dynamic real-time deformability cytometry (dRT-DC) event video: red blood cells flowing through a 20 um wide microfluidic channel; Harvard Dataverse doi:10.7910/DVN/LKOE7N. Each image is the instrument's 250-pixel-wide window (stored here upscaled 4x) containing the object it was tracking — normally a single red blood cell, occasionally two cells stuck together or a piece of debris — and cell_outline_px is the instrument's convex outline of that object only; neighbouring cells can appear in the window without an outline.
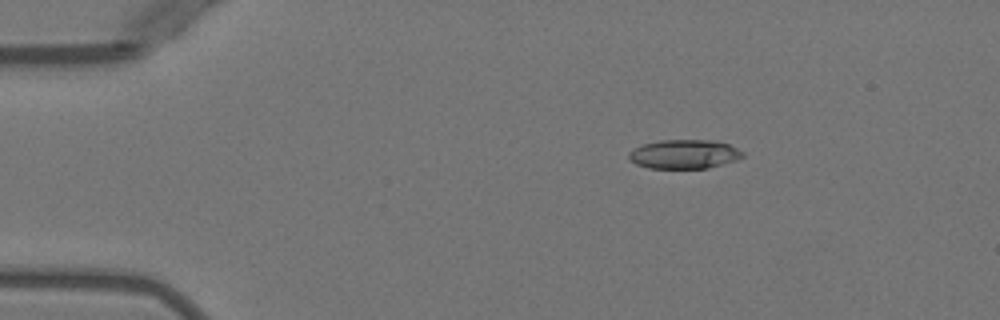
{"species": "Egyptian fruit bat (a non-hibernating species)", "species_latin": "Rousettus aegyptiacus", "temperature_condition": "warm", "stored_images_in_passage": 3, "camera_frame_rate_fps": 3000, "um_per_image_px": 0.085, "animal": {"sex": "female"}, "frame": {"image": 1, "passage_image": 1, "time_ms": 0.0, "image_size_px": [1000, 320], "cell_outline_px": [[744, 156], [736, 160], [708, 168], [648, 168], [636, 164], [628, 156], [628, 152], [632, 148], [644, 144], [660, 140], [712, 140], [728, 144], [744, 152]], "centroid_in_image_um": [58.15, 13.1], "position_along_channel_um": 26.9, "area_um2": 19.25}}
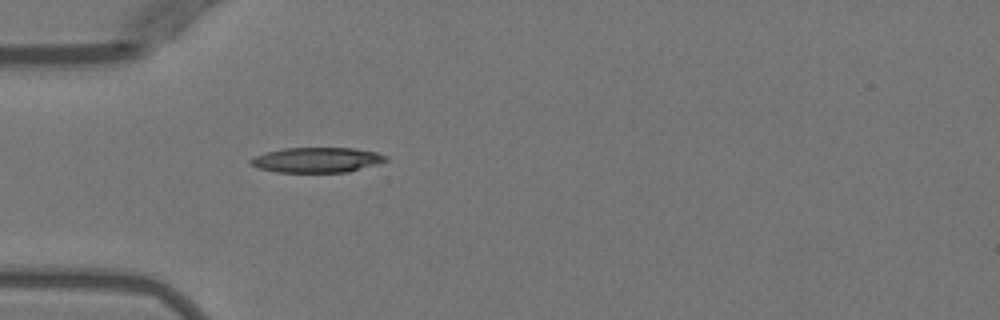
{"frame": {"image": 2, "passage_image": 3, "time_ms": 2.333, "image_size_px": [1000, 320], "cell_outline_px": [[388, 160], [376, 164], [348, 172], [276, 172], [260, 168], [248, 164], [248, 160], [256, 156], [268, 152], [284, 148], [352, 148], [376, 152], [388, 156]], "centroid_in_image_um": [26.93, 13.59], "position_along_channel_um": 58.1, "area_um2": 19.65}}